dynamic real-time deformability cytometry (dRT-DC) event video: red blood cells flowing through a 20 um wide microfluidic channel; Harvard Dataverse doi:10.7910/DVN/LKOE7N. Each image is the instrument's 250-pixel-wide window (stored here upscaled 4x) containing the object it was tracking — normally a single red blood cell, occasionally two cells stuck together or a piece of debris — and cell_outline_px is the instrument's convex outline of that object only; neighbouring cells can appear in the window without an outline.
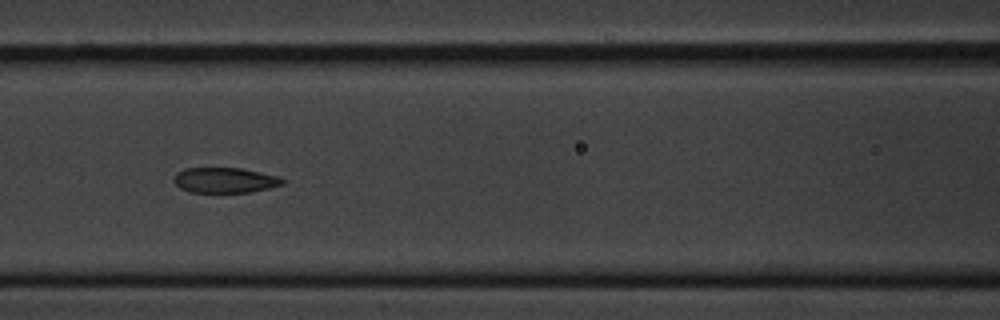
{"species": "common noctule bat (a hibernating species)", "species_latin": "Nyctalus noctula", "temperature_condition": "cold", "stored_images_in_passage": 10, "camera_frame_rate_fps": 3000, "um_per_image_px": 0.085, "animal": {"sex": "male", "body_mass_g": 20.1, "forearm_length_mm": 53.5}, "frame": {"image": 1, "passage_image": 7, "time_ms": 7.667, "image_size_px": [1000, 320], "cell_outline_px": [[284, 184], [252, 192], [192, 192], [180, 188], [172, 180], [176, 172], [184, 168], [244, 168], [280, 176], [284, 180]], "centroid_in_image_um": [19.12, 15.3], "position_along_channel_um": 147.5, "area_um2": 16.18}}
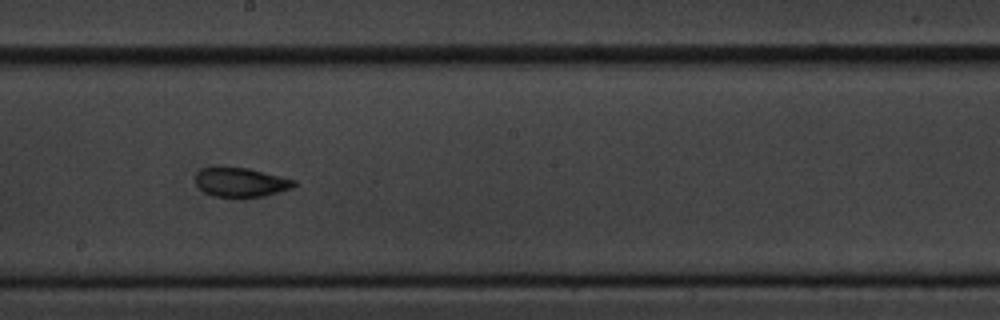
{"frame": {"image": 2, "passage_image": 9, "time_ms": 10.0, "image_size_px": [1000, 320], "cell_outline_px": [[296, 184], [292, 188], [264, 196], [244, 200], [212, 196], [204, 192], [196, 184], [196, 172], [200, 168], [216, 164], [248, 168], [296, 180]], "centroid_in_image_um": [20.4, 15.49], "position_along_channel_um": 227.8, "area_um2": 17.86}}
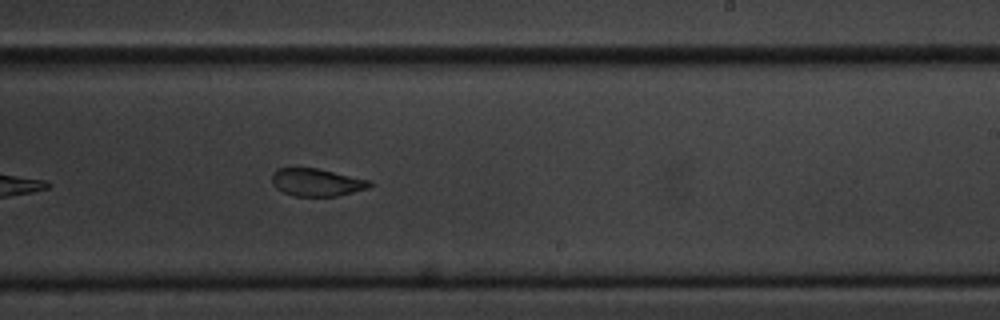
{"frame": {"image": 3, "passage_image": 10, "time_ms": 11.0, "image_size_px": [1000, 320], "cell_outline_px": [[372, 184], [368, 188], [336, 196], [296, 196], [284, 192], [276, 188], [272, 184], [272, 172], [276, 168], [316, 168], [372, 180]], "centroid_in_image_um": [26.91, 15.49], "position_along_channel_um": 262.1, "area_um2": 15.72}}